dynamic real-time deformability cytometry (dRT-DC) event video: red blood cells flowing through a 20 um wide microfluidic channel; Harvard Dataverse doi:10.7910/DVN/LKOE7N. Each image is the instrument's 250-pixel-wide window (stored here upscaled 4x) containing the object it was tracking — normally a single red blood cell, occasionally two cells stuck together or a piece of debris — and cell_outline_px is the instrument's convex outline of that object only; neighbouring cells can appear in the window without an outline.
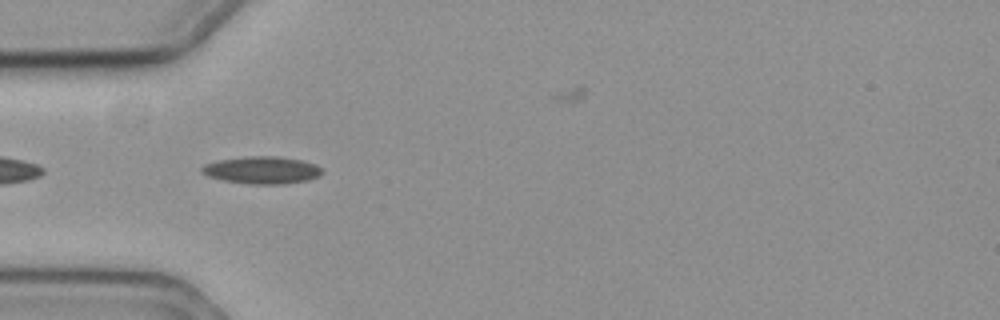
{"species": "common noctule bat (a hibernating species)", "species_latin": "Nyctalus noctula", "temperature_condition": "cold", "stored_images_in_passage": 35, "camera_frame_rate_fps": 3000, "um_per_image_px": 0.085, "animal": {"sex": "female", "body_mass_g": 19.3, "forearm_length_mm": 54.1}, "frame": {"image": 1, "passage_image": 3, "time_ms": 0.667, "image_size_px": [1000, 320], "cell_outline_px": [[324, 172], [320, 176], [308, 180], [284, 184], [248, 184], [224, 180], [208, 176], [200, 172], [200, 168], [204, 164], [220, 160], [248, 156], [276, 156], [304, 160], [316, 164]], "centroid_in_image_um": [22.29, 14.46], "position_along_channel_um": 62.7, "area_um2": 19.31}}
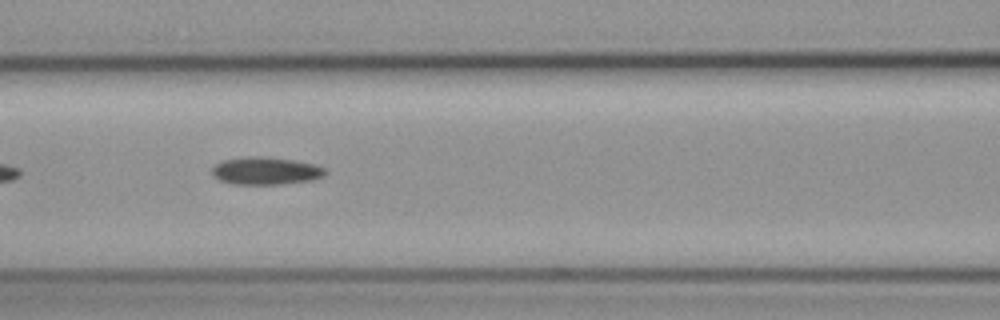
{"frame": {"image": 2, "passage_image": 10, "time_ms": 3.0, "image_size_px": [1000, 320], "cell_outline_px": [[328, 172], [324, 176], [312, 180], [284, 184], [232, 184], [220, 180], [212, 172], [212, 168], [216, 164], [224, 160], [248, 156], [264, 156], [296, 160], [316, 164], [324, 168]], "centroid_in_image_um": [22.65, 14.51], "position_along_channel_um": 144.0, "area_um2": 18.32}}
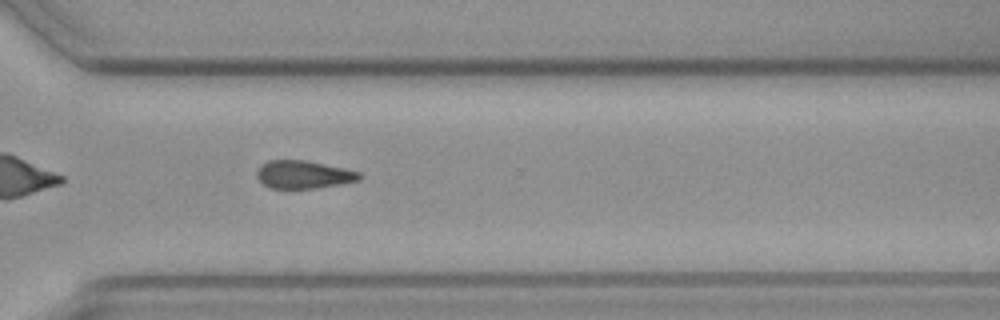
{"frame": {"image": 3, "passage_image": 27, "time_ms": 8.667, "image_size_px": [1000, 320], "cell_outline_px": [[360, 180], [340, 184], [316, 188], [272, 188], [264, 184], [256, 176], [256, 172], [260, 164], [268, 160], [308, 160], [344, 168], [360, 172]], "centroid_in_image_um": [25.78, 14.82], "position_along_channel_um": 344.8, "area_um2": 16.7}}